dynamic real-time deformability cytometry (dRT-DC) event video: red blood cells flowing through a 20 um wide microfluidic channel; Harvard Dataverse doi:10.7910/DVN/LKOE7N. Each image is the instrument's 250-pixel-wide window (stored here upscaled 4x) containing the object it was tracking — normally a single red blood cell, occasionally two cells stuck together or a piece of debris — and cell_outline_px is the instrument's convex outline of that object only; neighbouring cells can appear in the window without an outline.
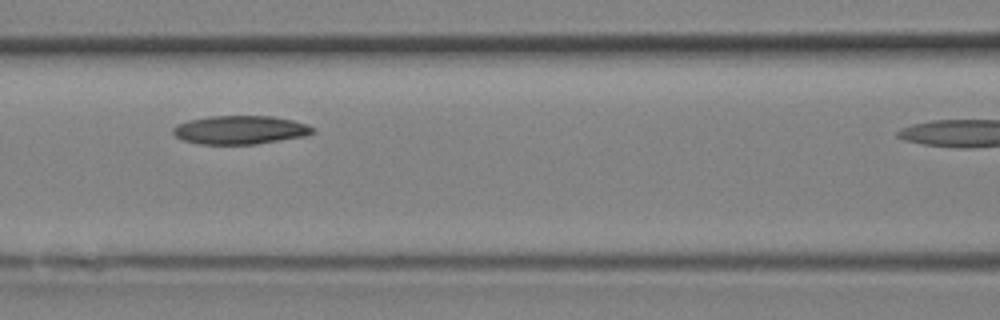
{"species": "Egyptian fruit bat (a non-hibernating species)", "species_latin": "Rousettus aegyptiacus", "temperature_condition": "room temperature", "stored_images_in_passage": 9, "camera_frame_rate_fps": 3000, "um_per_image_px": 0.085, "animal": {"sex": "female"}, "frame": {"image": 1, "passage_image": 7, "time_ms": 2.0, "image_size_px": [1000, 320], "cell_outline_px": [[316, 132], [304, 136], [256, 144], [200, 144], [184, 140], [176, 136], [172, 132], [172, 128], [176, 124], [188, 120], [208, 116], [272, 116], [292, 120], [308, 124], [316, 128]], "centroid_in_image_um": [20.42, 11.03], "position_along_channel_um": 146.2, "area_um2": 23.35}}